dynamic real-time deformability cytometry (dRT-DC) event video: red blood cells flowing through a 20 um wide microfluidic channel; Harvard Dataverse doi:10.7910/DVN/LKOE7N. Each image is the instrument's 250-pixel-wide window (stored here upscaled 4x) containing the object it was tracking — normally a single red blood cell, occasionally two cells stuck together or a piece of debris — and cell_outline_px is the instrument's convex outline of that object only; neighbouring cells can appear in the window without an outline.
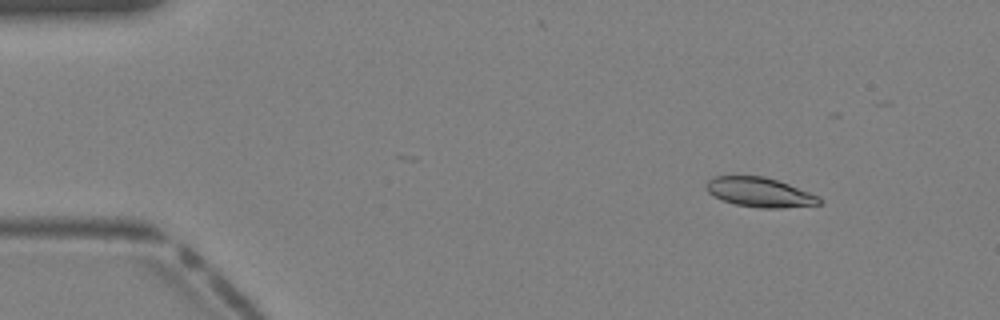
{"species": "Egyptian fruit bat (a non-hibernating species)", "species_latin": "Rousettus aegyptiacus", "temperature_condition": "warm", "stored_images_in_passage": 27, "camera_frame_rate_fps": 3000, "um_per_image_px": 0.085, "animal": {"sex": "female"}, "frame": {"image": 1, "passage_image": 4, "time_ms": 1.0, "image_size_px": [1000, 320], "cell_outline_px": [[820, 204], [780, 208], [760, 208], [736, 204], [712, 196], [708, 192], [708, 180], [712, 176], [764, 176], [788, 184], [820, 196]], "centroid_in_image_um": [64.58, 16.34], "position_along_channel_um": 20.4, "area_um2": 19.19}}
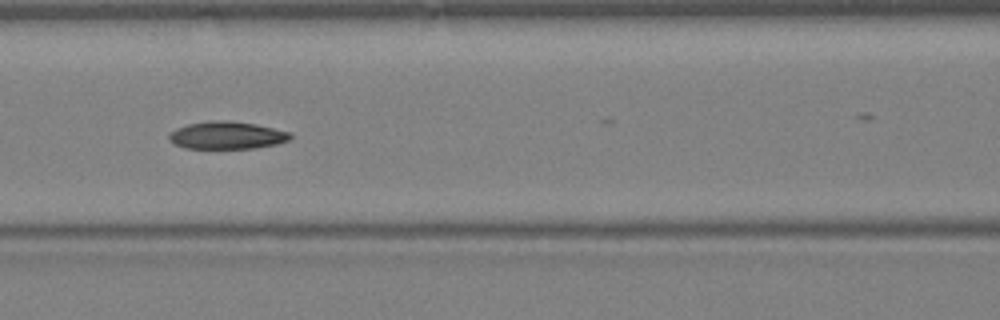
{"frame": {"image": 2, "passage_image": 17, "time_ms": 5.333, "image_size_px": [1000, 320], "cell_outline_px": [[292, 136], [288, 140], [276, 144], [256, 148], [184, 148], [168, 140], [168, 136], [176, 128], [188, 124], [208, 120], [224, 120], [256, 124], [292, 132]], "centroid_in_image_um": [19.29, 11.49], "position_along_channel_um": 147.3, "area_um2": 19.48}}
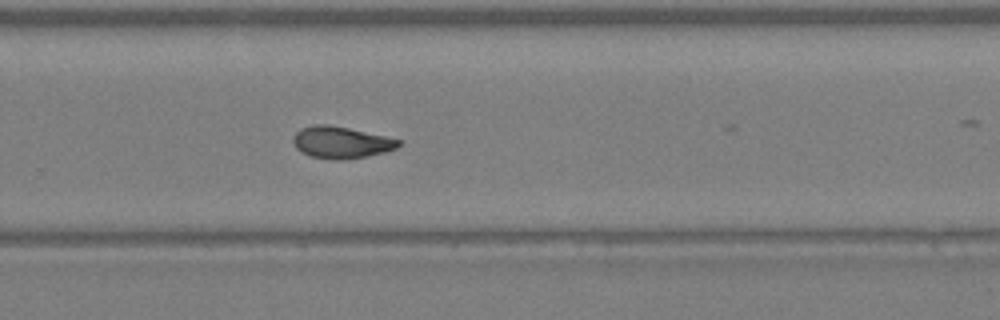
{"frame": {"image": 3, "passage_image": 26, "time_ms": 8.333, "image_size_px": [1000, 320], "cell_outline_px": [[400, 144], [396, 148], [384, 152], [364, 156], [340, 160], [332, 160], [308, 156], [296, 148], [292, 140], [292, 136], [300, 128], [312, 124], [328, 124], [348, 128], [384, 136], [400, 140]], "centroid_in_image_um": [28.92, 12.1], "position_along_channel_um": 300.9, "area_um2": 19.48}}